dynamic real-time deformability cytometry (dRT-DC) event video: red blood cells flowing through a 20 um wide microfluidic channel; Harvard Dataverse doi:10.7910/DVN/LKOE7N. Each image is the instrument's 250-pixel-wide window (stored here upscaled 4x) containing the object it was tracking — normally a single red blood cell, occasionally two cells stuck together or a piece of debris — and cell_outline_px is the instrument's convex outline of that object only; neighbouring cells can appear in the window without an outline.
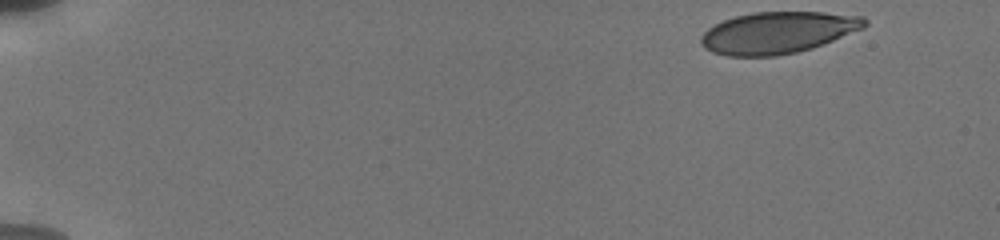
{"species": "human", "species_latin": "Homo sapiens", "temperature_condition": "cold", "stored_images_in_passage": 20, "camera_frame_rate_fps": 3000, "um_per_image_px": 0.085, "donor": {"sex": "male"}, "frame": {"image": 1, "passage_image": 1, "time_ms": 0.0, "image_size_px": [1000, 240], "cell_outline_px": [[868, 24], [864, 28], [812, 48], [796, 52], [776, 56], [728, 56], [712, 52], [704, 48], [700, 44], [700, 36], [708, 28], [724, 20], [736, 16], [752, 12], [824, 12], [864, 16], [868, 20]], "centroid_in_image_um": [66.12, 2.77], "position_along_channel_um": 18.9, "area_um2": 39.88}}
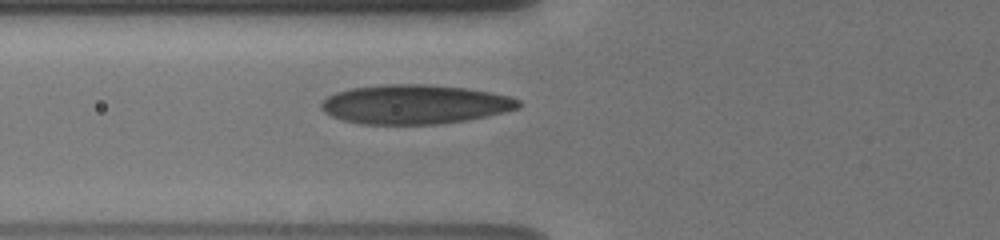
{"frame": {"image": 2, "passage_image": 14, "time_ms": 5.667, "image_size_px": [1000, 240], "cell_outline_px": [[520, 108], [488, 116], [468, 120], [436, 124], [364, 124], [344, 120], [332, 116], [324, 112], [320, 108], [320, 104], [328, 96], [336, 92], [352, 88], [384, 84], [424, 84], [464, 88], [492, 92], [512, 96], [520, 100]], "centroid_in_image_um": [35.29, 8.87], "position_along_channel_um": 90.5, "area_um2": 45.2}}
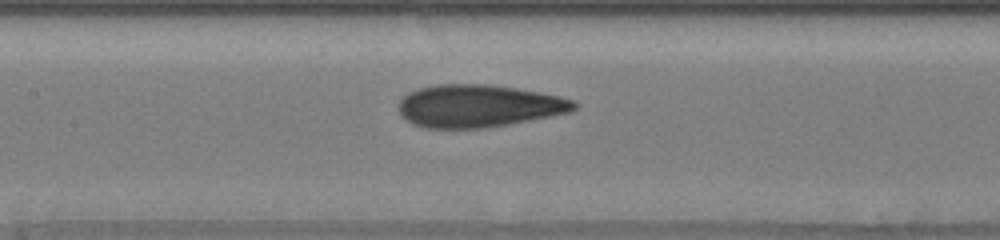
{"frame": {"image": 3, "passage_image": 19, "time_ms": 7.667, "image_size_px": [1000, 240], "cell_outline_px": [[580, 104], [572, 112], [508, 124], [484, 128], [424, 128], [412, 124], [400, 116], [400, 100], [408, 92], [420, 88], [436, 84], [488, 84], [516, 88], [576, 100]], "centroid_in_image_um": [40.68, 9.01], "position_along_channel_um": 166.7, "area_um2": 43.52}}